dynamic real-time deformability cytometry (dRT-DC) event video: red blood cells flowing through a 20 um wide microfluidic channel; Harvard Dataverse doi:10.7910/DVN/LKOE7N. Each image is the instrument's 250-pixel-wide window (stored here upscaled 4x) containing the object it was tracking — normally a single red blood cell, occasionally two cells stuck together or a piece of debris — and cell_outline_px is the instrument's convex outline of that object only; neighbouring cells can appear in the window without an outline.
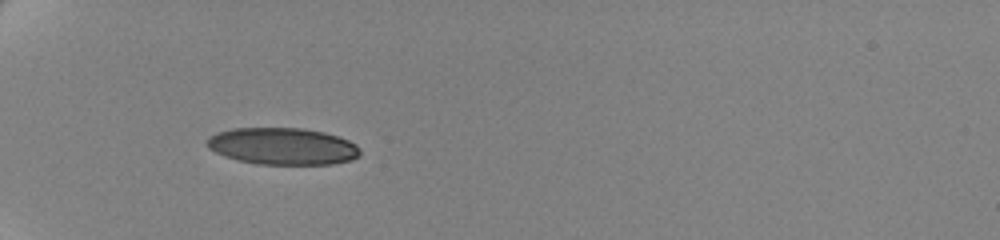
{"species": "human", "species_latin": "Homo sapiens", "temperature_condition": "cold", "stored_images_in_passage": 39, "camera_frame_rate_fps": 3000, "um_per_image_px": 0.085, "donor": {"sex": "female"}, "frame": {"image": 1, "passage_image": 1, "time_ms": 0.0, "image_size_px": [1000, 240], "cell_outline_px": [[360, 156], [352, 160], [332, 164], [256, 164], [236, 160], [224, 156], [208, 148], [208, 136], [216, 132], [232, 128], [304, 128], [324, 132], [348, 140], [356, 144], [360, 148]], "centroid_in_image_um": [24.02, 12.43], "position_along_channel_um": 61.0, "area_um2": 33.12}}
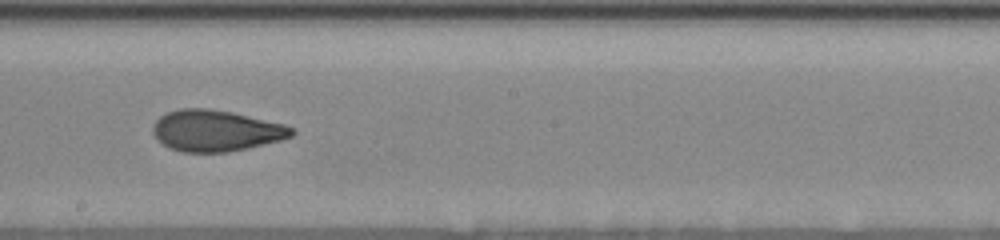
{"frame": {"image": 2, "passage_image": 17, "time_ms": 5.333, "image_size_px": [1000, 240], "cell_outline_px": [[296, 132], [292, 136], [280, 140], [248, 148], [228, 152], [180, 152], [168, 148], [152, 132], [152, 128], [156, 120], [160, 116], [168, 112], [180, 108], [208, 108], [232, 112], [284, 124], [296, 128]], "centroid_in_image_um": [18.37, 11.11], "position_along_channel_um": 229.8, "area_um2": 33.41}}
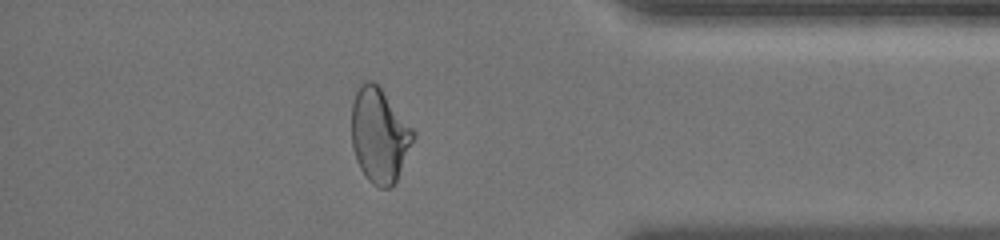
{"frame": {"image": 3, "passage_image": 33, "time_ms": 10.667, "image_size_px": [1000, 240], "cell_outline_px": [[416, 136], [396, 184], [392, 188], [380, 188], [372, 184], [364, 176], [356, 160], [352, 148], [352, 104], [356, 92], [360, 84], [364, 80], [372, 80], [380, 88], [416, 132]], "centroid_in_image_um": [32.26, 11.55], "position_along_channel_um": 402.9, "area_um2": 34.28}, "authors_computed_cell_mechanics": {"area_um2": 33.5818, "velocity_mm_per_s": 3.5065, "shape_relaxation_time_tau1_ms": 6.2221, "shape_relaxation_time_tau2_ms": 1.6179, "deformation_change_tau1": 0.1764, "deformation_change_tau2": 0.085}}